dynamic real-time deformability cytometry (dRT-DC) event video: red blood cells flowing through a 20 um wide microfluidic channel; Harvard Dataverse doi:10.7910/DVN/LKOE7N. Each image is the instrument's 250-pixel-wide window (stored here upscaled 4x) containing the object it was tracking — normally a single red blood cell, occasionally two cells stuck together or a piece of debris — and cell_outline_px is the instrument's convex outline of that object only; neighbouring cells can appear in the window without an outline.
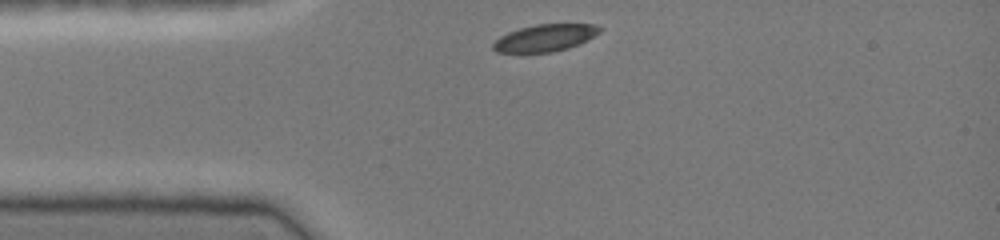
{"species": "common noctule bat (a hibernating species)", "species_latin": "Nyctalus noctula", "temperature_condition": "cold", "stored_images_in_passage": 30, "camera_frame_rate_fps": 3000, "um_per_image_px": 0.085, "animal": {"sex": "female", "body_mass_g": 19.0, "forearm_length_mm": 51.5}, "frame": {"image": 1, "passage_image": 1, "time_ms": 0.0, "image_size_px": [1000, 240], "cell_outline_px": [[604, 28], [600, 32], [588, 40], [568, 48], [552, 52], [496, 52], [492, 48], [492, 44], [500, 36], [508, 32], [520, 28], [536, 24], [596, 24]], "centroid_in_image_um": [46.35, 3.21], "position_along_channel_um": 38.6, "area_um2": 16.82}}
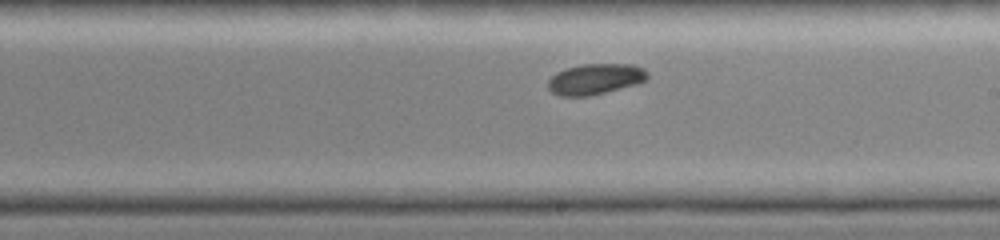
{"frame": {"image": 2, "passage_image": 17, "time_ms": 5.333, "image_size_px": [1000, 240], "cell_outline_px": [[648, 76], [640, 84], [588, 96], [560, 96], [552, 92], [548, 88], [548, 80], [556, 72], [580, 64], [632, 64], [644, 68], [648, 72]], "centroid_in_image_um": [50.62, 6.72], "position_along_channel_um": 238.4, "area_um2": 17.92}}
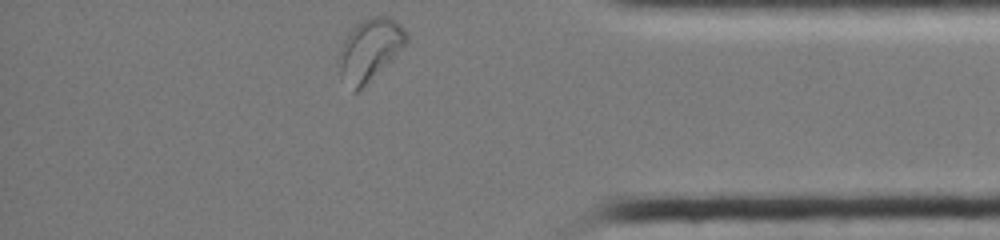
{"frame": {"image": 3, "passage_image": 30, "time_ms": 9.667, "image_size_px": [1000, 240], "cell_outline_px": [[408, 40], [356, 92], [352, 92], [340, 76], [340, 64], [344, 44], [348, 32], [356, 24], [372, 16], [388, 16], [396, 20], [408, 32]], "centroid_in_image_um": [31.44, 4.16], "position_along_channel_um": 403.8, "area_um2": 23.0}, "authors_computed_cell_mechanics": {"area_um2": 17.9758, "velocity_mm_per_s": 4.098, "shape_relaxation_time_tau1_ms": 2.6737, "shape_relaxation_time_tau2_ms": null, "deformation_change_tau1": 0.0871, "deformation_change_tau2": null}}